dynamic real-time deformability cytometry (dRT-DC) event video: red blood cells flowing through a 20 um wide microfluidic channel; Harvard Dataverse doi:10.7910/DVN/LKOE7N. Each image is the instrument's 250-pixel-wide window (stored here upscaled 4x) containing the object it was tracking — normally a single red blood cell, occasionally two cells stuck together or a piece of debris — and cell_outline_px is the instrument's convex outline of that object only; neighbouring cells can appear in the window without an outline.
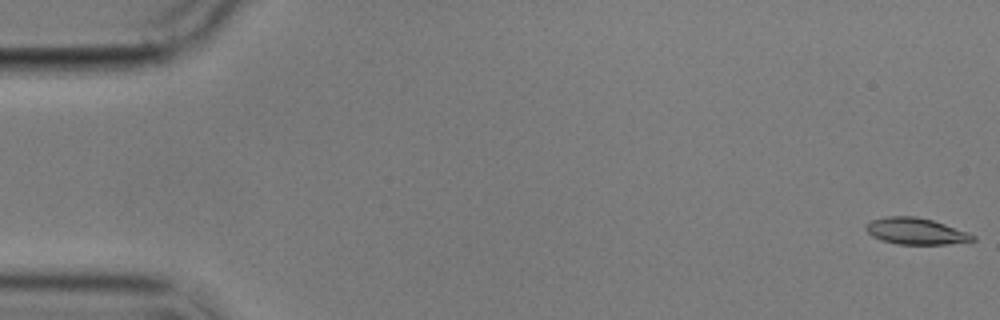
{"species": "common noctule bat (a hibernating species)", "species_latin": "Nyctalus noctula", "temperature_condition": "cold", "stored_images_in_passage": 5, "camera_frame_rate_fps": 3000, "um_per_image_px": 0.085, "animal": {"sex": "male", "body_mass_g": 17.9}, "frame": {"image": 1, "passage_image": 1, "time_ms": 0.0, "image_size_px": [1000, 320], "cell_outline_px": [[976, 240], [948, 244], [896, 244], [880, 240], [872, 236], [864, 228], [864, 224], [872, 220], [884, 216], [916, 216], [932, 220], [968, 232], [976, 236]], "centroid_in_image_um": [77.81, 19.65], "position_along_channel_um": 7.2, "area_um2": 16.59}}
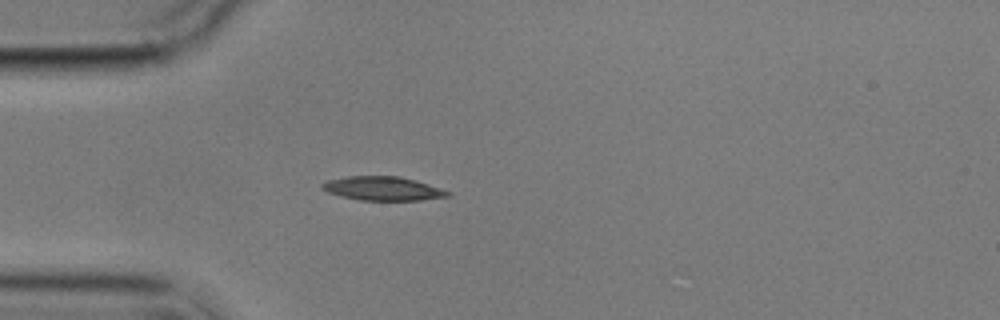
{"frame": {"image": 2, "passage_image": 5, "time_ms": 5.0, "image_size_px": [1000, 320], "cell_outline_px": [[452, 196], [420, 200], [360, 200], [328, 192], [320, 188], [320, 184], [328, 180], [348, 176], [400, 176], [416, 180], [452, 192]], "centroid_in_image_um": [32.57, 16.02], "position_along_channel_um": 52.4, "area_um2": 17.46}}